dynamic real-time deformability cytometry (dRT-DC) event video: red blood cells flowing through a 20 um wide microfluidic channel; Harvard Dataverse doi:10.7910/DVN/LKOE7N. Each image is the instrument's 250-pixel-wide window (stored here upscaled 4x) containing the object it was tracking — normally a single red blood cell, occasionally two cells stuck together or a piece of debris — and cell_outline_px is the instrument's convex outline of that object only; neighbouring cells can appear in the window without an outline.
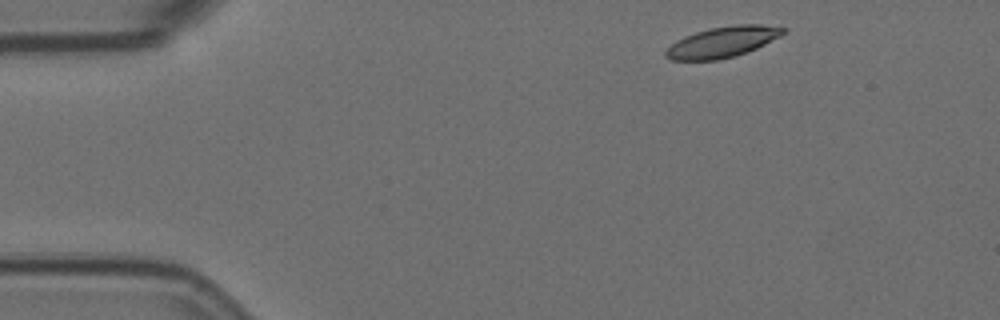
{"species": "Egyptian fruit bat (a non-hibernating species)", "species_latin": "Rousettus aegyptiacus", "temperature_condition": "room temperature", "stored_images_in_passage": 7, "camera_frame_rate_fps": 3000, "um_per_image_px": 0.085, "animal": {"sex": "female"}, "frame": {"image": 1, "passage_image": 1, "time_ms": 0.0, "image_size_px": [1000, 320], "cell_outline_px": [[788, 28], [780, 36], [756, 48], [732, 56], [716, 60], [672, 60], [664, 56], [664, 52], [676, 40], [684, 36], [708, 28], [736, 24], [760, 24]], "centroid_in_image_um": [61.39, 3.55], "position_along_channel_um": 23.6, "area_um2": 20.87}}
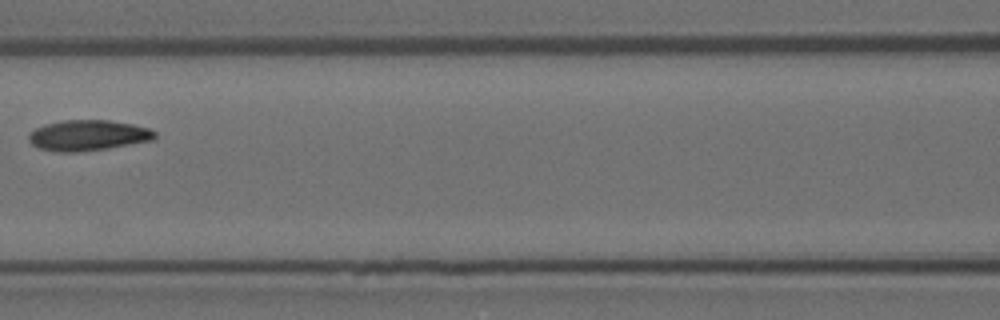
{"frame": {"image": 2, "passage_image": 6, "time_ms": 1.667, "image_size_px": [1000, 320], "cell_outline_px": [[156, 136], [152, 140], [108, 148], [76, 152], [60, 152], [40, 148], [32, 144], [28, 140], [28, 136], [36, 128], [44, 124], [64, 120], [108, 120], [132, 124], [148, 128], [156, 132]], "centroid_in_image_um": [7.47, 11.5], "position_along_channel_um": 159.1, "area_um2": 22.31}}
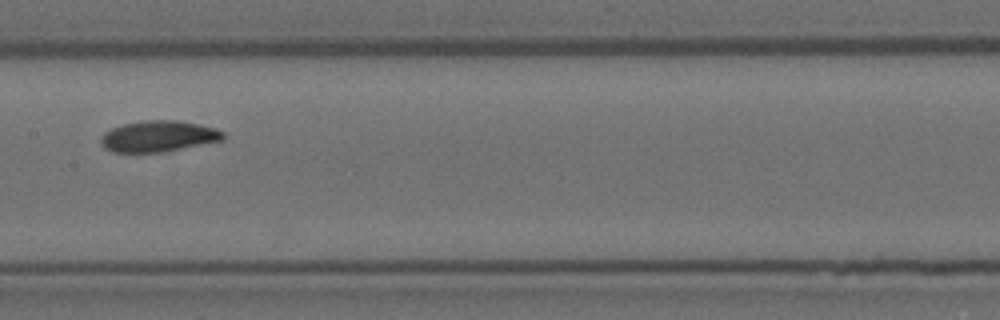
{"frame": {"image": 3, "passage_image": 7, "time_ms": 2.0, "image_size_px": [1000, 320], "cell_outline_px": [[224, 140], [160, 152], [112, 152], [104, 148], [100, 140], [104, 132], [112, 128], [124, 124], [140, 120], [180, 120], [216, 128], [224, 132]], "centroid_in_image_um": [13.46, 11.57], "position_along_channel_um": 193.9, "area_um2": 22.14}}